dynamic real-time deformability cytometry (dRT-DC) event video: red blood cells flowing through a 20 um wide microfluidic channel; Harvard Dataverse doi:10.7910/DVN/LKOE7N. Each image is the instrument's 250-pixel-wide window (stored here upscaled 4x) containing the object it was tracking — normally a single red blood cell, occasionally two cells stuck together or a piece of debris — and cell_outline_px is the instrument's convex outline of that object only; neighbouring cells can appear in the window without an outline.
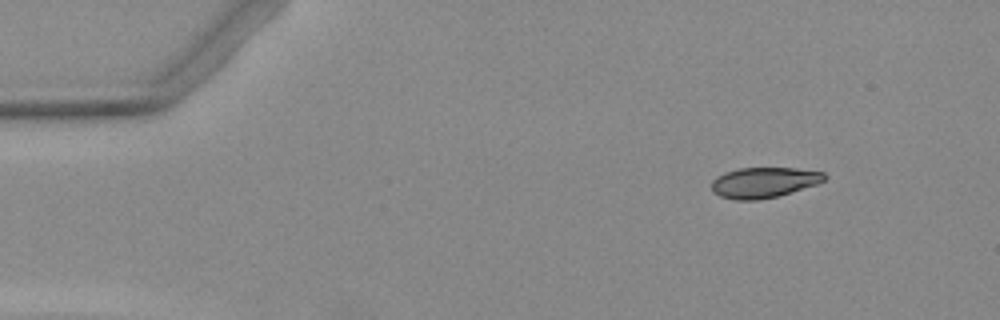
{"species": "Egyptian fruit bat (a non-hibernating species)", "species_latin": "Rousettus aegyptiacus", "temperature_condition": "warm", "stored_images_in_passage": 5, "camera_frame_rate_fps": 3000, "um_per_image_px": 0.085, "animal": {"sex": "female"}, "frame": {"image": 1, "passage_image": 1, "time_ms": 0.0, "image_size_px": [1000, 320], "cell_outline_px": [[828, 176], [824, 180], [816, 184], [776, 196], [756, 200], [736, 200], [720, 196], [712, 192], [712, 180], [716, 176], [724, 172], [740, 168], [796, 168], [824, 172]], "centroid_in_image_um": [64.9, 15.5], "position_along_channel_um": 20.1, "area_um2": 19.94}}
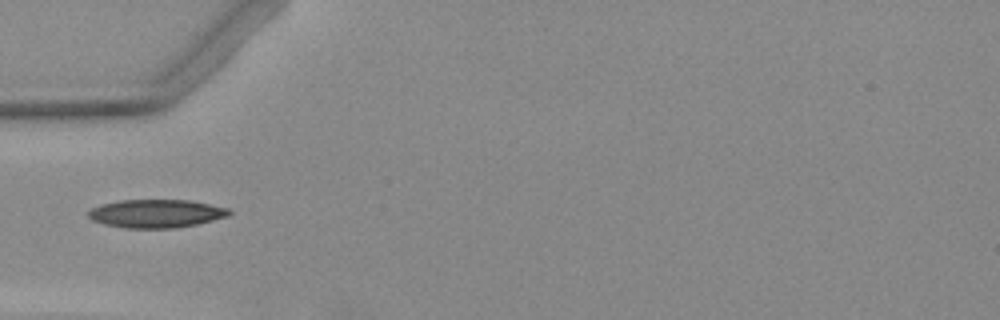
{"frame": {"image": 2, "passage_image": 4, "time_ms": 3.667, "image_size_px": [1000, 320], "cell_outline_px": [[232, 212], [228, 216], [196, 224], [172, 228], [124, 228], [104, 224], [92, 220], [88, 216], [88, 212], [92, 208], [100, 204], [120, 200], [188, 200], [228, 208]], "centroid_in_image_um": [13.24, 18.15], "position_along_channel_um": 71.8, "area_um2": 23.06}}
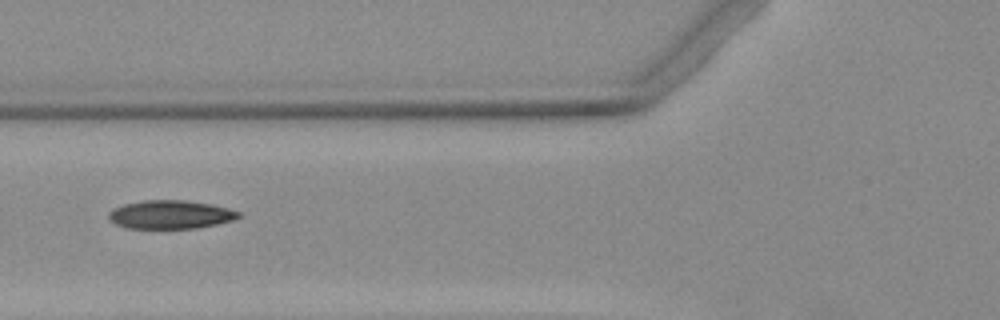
{"frame": {"image": 3, "passage_image": 5, "time_ms": 4.667, "image_size_px": [1000, 320], "cell_outline_px": [[240, 216], [236, 220], [196, 228], [128, 228], [116, 224], [108, 220], [108, 212], [112, 208], [124, 204], [144, 200], [184, 200], [212, 204], [228, 208], [240, 212]], "centroid_in_image_um": [14.48, 18.23], "position_along_channel_um": 111.3, "area_um2": 21.68}}